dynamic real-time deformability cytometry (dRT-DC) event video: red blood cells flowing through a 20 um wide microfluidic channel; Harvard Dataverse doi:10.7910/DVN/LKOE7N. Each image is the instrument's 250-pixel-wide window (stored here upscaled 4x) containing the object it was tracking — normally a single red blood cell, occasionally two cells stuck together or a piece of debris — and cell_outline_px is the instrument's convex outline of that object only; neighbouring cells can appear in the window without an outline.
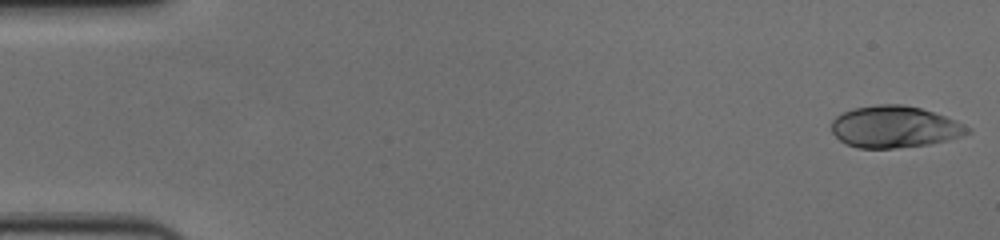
{"species": "human", "species_latin": "Homo sapiens", "temperature_condition": "cold", "stored_images_in_passage": 56, "camera_frame_rate_fps": 3000, "um_per_image_px": 0.085, "donor": {"sex": "female"}, "frame": {"image": 1, "passage_image": 1, "time_ms": 0.0, "image_size_px": [1000, 240], "cell_outline_px": [[972, 132], [948, 140], [928, 144], [896, 148], [856, 148], [844, 144], [832, 132], [832, 120], [836, 116], [852, 108], [876, 104], [904, 104], [920, 108], [956, 120], [972, 128]], "centroid_in_image_um": [76.03, 10.78], "position_along_channel_um": 9.0, "area_um2": 33.23}}
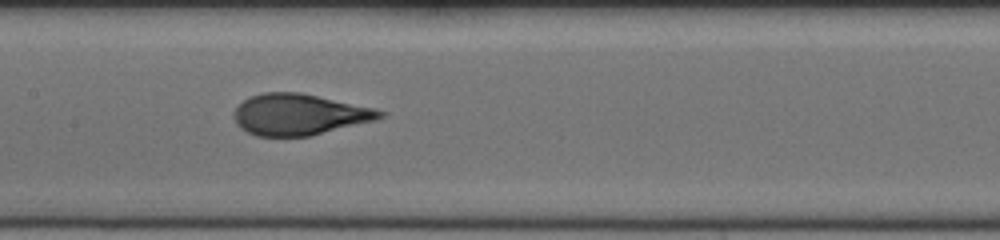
{"frame": {"image": 2, "passage_image": 28, "time_ms": 9.0, "image_size_px": [1000, 240], "cell_outline_px": [[388, 112], [384, 116], [376, 120], [308, 136], [256, 136], [240, 128], [236, 124], [232, 116], [232, 112], [248, 96], [264, 92], [300, 92], [376, 108]], "centroid_in_image_um": [25.42, 9.72], "position_along_channel_um": 182.0, "area_um2": 35.2}}
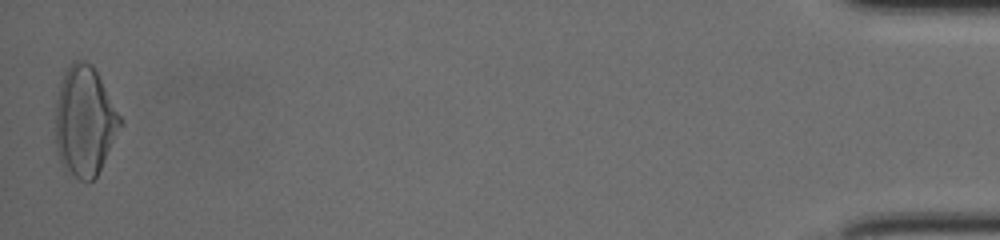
{"frame": {"image": 3, "passage_image": 56, "time_ms": 18.333, "image_size_px": [1000, 240], "cell_outline_px": [[124, 124], [96, 176], [92, 180], [80, 180], [68, 176], [60, 164], [56, 148], [56, 100], [60, 84], [64, 72], [72, 60], [84, 60], [92, 64], [124, 120]], "centroid_in_image_um": [7.2, 10.32], "position_along_channel_um": 428.0, "area_um2": 42.08}, "authors_computed_cell_mechanics": {"area_um2": 35.1713, "velocity_mm_per_s": 3.6462, "shape_relaxation_time_tau1_ms": 4.6933, "shape_relaxation_time_tau2_ms": null, "deformation_change_tau1": 0.2067, "deformation_change_tau2": null}}